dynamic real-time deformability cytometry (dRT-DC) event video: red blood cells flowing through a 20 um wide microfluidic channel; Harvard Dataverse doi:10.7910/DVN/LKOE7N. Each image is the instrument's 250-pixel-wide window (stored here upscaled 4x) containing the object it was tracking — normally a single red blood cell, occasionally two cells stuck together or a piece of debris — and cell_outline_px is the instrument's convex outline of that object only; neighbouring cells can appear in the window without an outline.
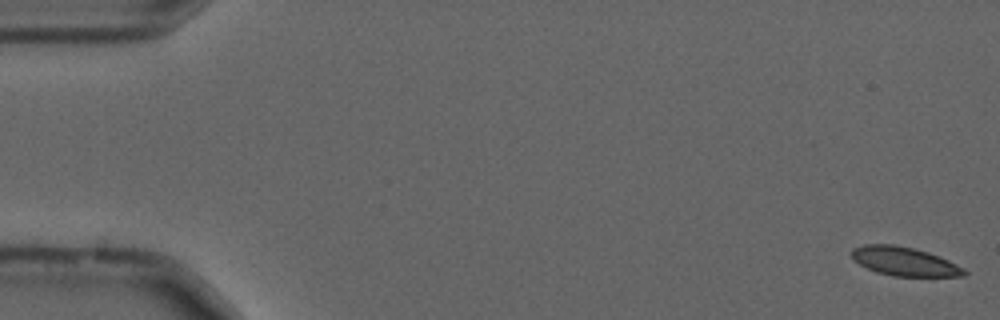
{"species": "common noctule bat (a hibernating species)", "species_latin": "Nyctalus noctula", "temperature_condition": "cold", "stored_images_in_passage": 55, "camera_frame_rate_fps": 3000, "um_per_image_px": 0.085, "animal": {"sex": "male", "forearm_length_mm": 52.5}, "frame": {"image": 1, "passage_image": 1, "time_ms": 0.0, "image_size_px": [1000, 320], "cell_outline_px": [[968, 276], [892, 276], [876, 272], [860, 264], [852, 256], [852, 248], [864, 244], [896, 244], [928, 252], [940, 256], [964, 268], [968, 272]], "centroid_in_image_um": [76.9, 22.22], "position_along_channel_um": 8.1, "area_um2": 18.9}}
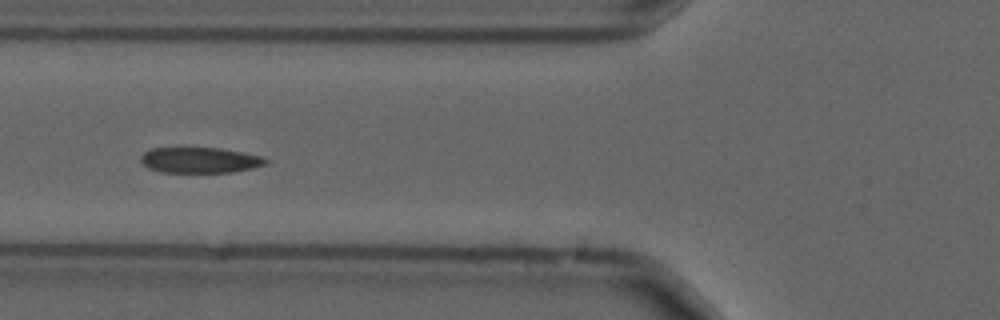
{"frame": {"image": 2, "passage_image": 21, "time_ms": 6.667, "image_size_px": [1000, 320], "cell_outline_px": [[272, 164], [232, 172], [164, 172], [148, 168], [140, 160], [140, 156], [144, 152], [152, 148], [220, 148], [244, 152], [260, 156], [272, 160]], "centroid_in_image_um": [17.07, 13.61], "position_along_channel_um": 108.7, "area_um2": 18.84}}
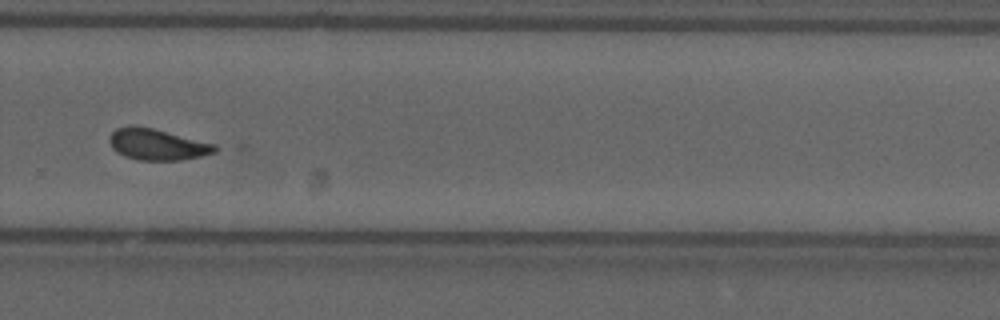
{"frame": {"image": 3, "passage_image": 38, "time_ms": 12.333, "image_size_px": [1000, 320], "cell_outline_px": [[224, 148], [216, 152], [200, 156], [180, 160], [136, 160], [124, 156], [116, 152], [112, 148], [108, 140], [108, 136], [116, 128], [132, 124], [152, 128], [216, 144]], "centroid_in_image_um": [13.36, 12.27], "position_along_channel_um": 316.4, "area_um2": 19.54}, "authors_computed_cell_mechanics": {"area_um2": 19.4208, "velocity_mm_per_s": 3.6728, "shape_relaxation_time_tau1_ms": 9.7762, "shape_relaxation_time_tau2_ms": 1.5723, "deformation_change_tau1": 0.2057, "deformation_change_tau2": 0.0545}}